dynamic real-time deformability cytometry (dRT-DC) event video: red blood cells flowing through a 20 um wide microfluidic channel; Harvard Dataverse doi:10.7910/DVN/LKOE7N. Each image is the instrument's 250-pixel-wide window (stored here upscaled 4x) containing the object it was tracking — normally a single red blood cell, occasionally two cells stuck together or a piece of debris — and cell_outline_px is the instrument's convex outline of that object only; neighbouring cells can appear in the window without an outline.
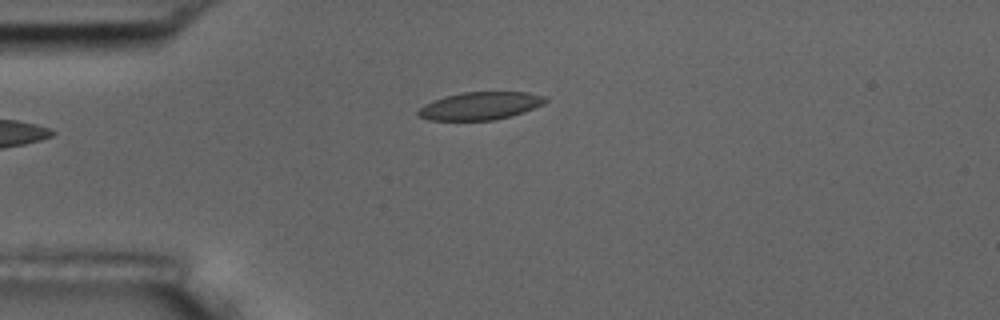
{"species": "common noctule bat (a hibernating species)", "species_latin": "Nyctalus noctula", "temperature_condition": "room temperature", "stored_images_in_passage": 2, "camera_frame_rate_fps": 3000, "um_per_image_px": 0.085, "animal": {"sex": "male", "body_mass_g": 17.5, "forearm_length_mm": 52.3}, "frame": {"image": 1, "passage_image": 2, "time_ms": 0.333, "image_size_px": [1000, 320], "cell_outline_px": [[548, 100], [544, 104], [524, 112], [496, 120], [428, 120], [420, 116], [416, 112], [424, 104], [432, 100], [444, 96], [460, 92], [528, 92], [548, 96]], "centroid_in_image_um": [40.84, 8.99], "position_along_channel_um": 44.2, "area_um2": 20.81}}